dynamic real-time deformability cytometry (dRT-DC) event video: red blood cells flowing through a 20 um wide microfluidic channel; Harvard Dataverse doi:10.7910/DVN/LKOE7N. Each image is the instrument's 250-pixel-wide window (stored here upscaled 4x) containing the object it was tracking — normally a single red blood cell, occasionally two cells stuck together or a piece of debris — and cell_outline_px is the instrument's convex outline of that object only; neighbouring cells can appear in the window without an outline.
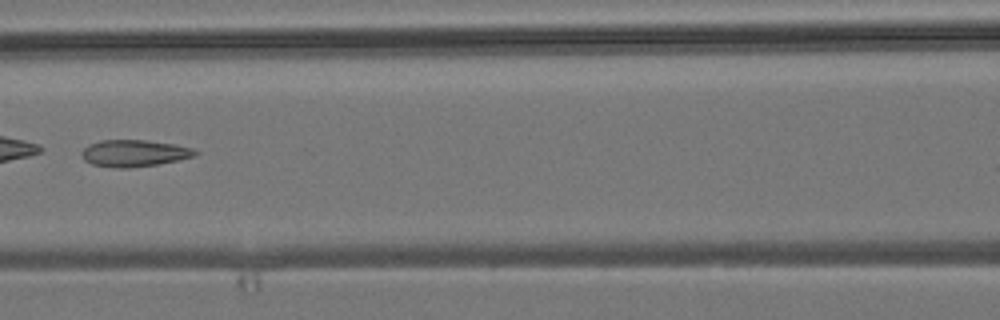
{"species": "common noctule bat (a hibernating species)", "species_latin": "Nyctalus noctula", "temperature_condition": "room temperature", "stored_images_in_passage": 7, "camera_frame_rate_fps": 3000, "um_per_image_px": 0.085, "animal": {"sex": "male", "body_mass_g": 19.2, "forearm_length_mm": 51.8}, "frame": {"image": 1, "passage_image": 6, "time_ms": 6.667, "image_size_px": [1000, 320], "cell_outline_px": [[200, 152], [196, 156], [180, 160], [156, 164], [128, 168], [116, 168], [92, 164], [84, 160], [80, 156], [80, 152], [88, 144], [100, 140], [144, 140], [176, 144], [192, 148]], "centroid_in_image_um": [11.4, 13.02], "position_along_channel_um": 155.2, "area_um2": 17.92}}